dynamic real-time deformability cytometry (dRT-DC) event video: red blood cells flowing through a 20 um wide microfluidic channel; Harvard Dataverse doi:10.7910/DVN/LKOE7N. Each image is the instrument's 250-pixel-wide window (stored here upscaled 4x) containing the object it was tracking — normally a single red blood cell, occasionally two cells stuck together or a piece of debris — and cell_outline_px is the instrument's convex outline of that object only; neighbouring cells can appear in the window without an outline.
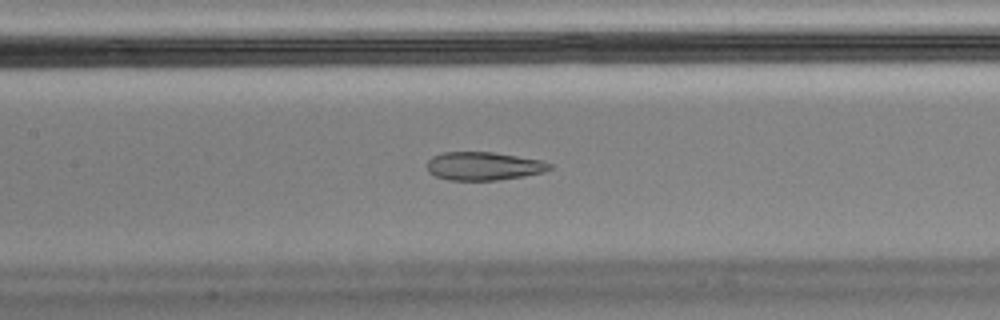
{"species": "Egyptian fruit bat (a non-hibernating species)", "species_latin": "Rousettus aegyptiacus", "temperature_condition": "cold", "stored_images_in_passage": 56, "camera_frame_rate_fps": 3000, "um_per_image_px": 0.085, "animal": {"sex": "male"}, "frame": {"image": 1, "passage_image": 25, "time_ms": 8.0, "image_size_px": [1000, 320], "cell_outline_px": [[552, 168], [544, 172], [524, 176], [500, 180], [448, 180], [436, 176], [428, 172], [428, 160], [432, 156], [444, 152], [492, 152], [540, 160], [552, 164]], "centroid_in_image_um": [41.11, 14.12], "position_along_channel_um": 166.3, "area_um2": 20.17}, "authors_computed_cell_mechanics": {"area_um2": 22.1374, "velocity_mm_per_s": 3.495, "shape_relaxation_time_tau1_ms": null, "shape_relaxation_time_tau2_ms": 1.6711, "deformation_change_tau1": null, "deformation_change_tau2": 0.0916}}